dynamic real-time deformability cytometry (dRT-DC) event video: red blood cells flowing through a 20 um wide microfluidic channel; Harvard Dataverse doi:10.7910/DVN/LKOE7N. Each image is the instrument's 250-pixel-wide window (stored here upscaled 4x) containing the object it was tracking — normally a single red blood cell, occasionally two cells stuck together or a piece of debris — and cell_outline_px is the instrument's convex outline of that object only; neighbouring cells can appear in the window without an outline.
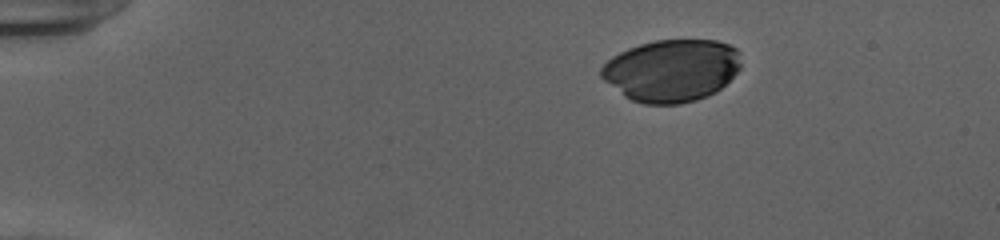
{"species": "human", "species_latin": "Homo sapiens", "temperature_condition": "cold", "stored_images_in_passage": 39, "camera_frame_rate_fps": 3000, "um_per_image_px": 0.085, "donor": {"sex": "female"}, "frame": {"image": 1, "passage_image": 1, "time_ms": 0.0, "image_size_px": [1000, 240], "cell_outline_px": [[740, 68], [716, 92], [696, 100], [680, 104], [644, 104], [632, 100], [624, 96], [604, 80], [600, 76], [600, 68], [612, 56], [628, 48], [640, 44], [656, 40], [716, 40], [728, 44], [736, 48], [740, 52]], "centroid_in_image_um": [57.08, 5.98], "position_along_channel_um": 27.9, "area_um2": 50.75}}
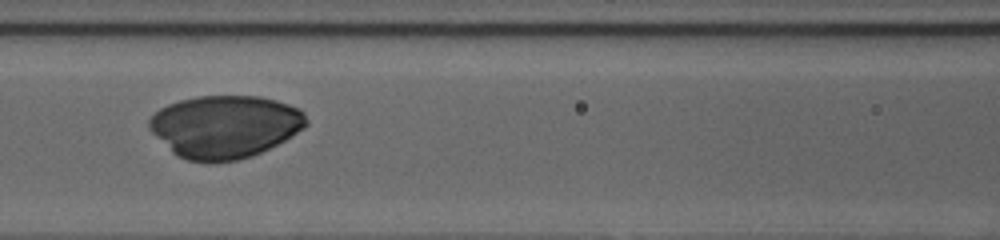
{"frame": {"image": 2, "passage_image": 17, "time_ms": 5.333, "image_size_px": [1000, 240], "cell_outline_px": [[308, 124], [304, 128], [292, 136], [252, 156], [236, 160], [212, 164], [204, 164], [188, 160], [176, 156], [148, 128], [148, 120], [160, 108], [168, 104], [180, 100], [196, 96], [260, 96], [276, 100], [300, 108], [304, 112], [308, 120]], "centroid_in_image_um": [19.11, 10.77], "position_along_channel_um": 147.5, "area_um2": 57.8}}
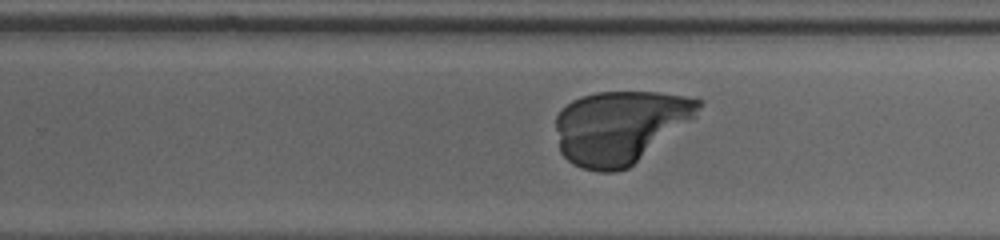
{"frame": {"image": 3, "passage_image": 27, "time_ms": 8.667, "image_size_px": [1000, 240], "cell_outline_px": [[704, 100], [696, 116], [628, 168], [616, 172], [596, 172], [580, 168], [572, 164], [560, 152], [556, 128], [556, 116], [572, 100], [596, 92], [656, 92], [684, 96]], "centroid_in_image_um": [52.68, 10.8], "position_along_channel_um": 277.1, "area_um2": 60.4}}